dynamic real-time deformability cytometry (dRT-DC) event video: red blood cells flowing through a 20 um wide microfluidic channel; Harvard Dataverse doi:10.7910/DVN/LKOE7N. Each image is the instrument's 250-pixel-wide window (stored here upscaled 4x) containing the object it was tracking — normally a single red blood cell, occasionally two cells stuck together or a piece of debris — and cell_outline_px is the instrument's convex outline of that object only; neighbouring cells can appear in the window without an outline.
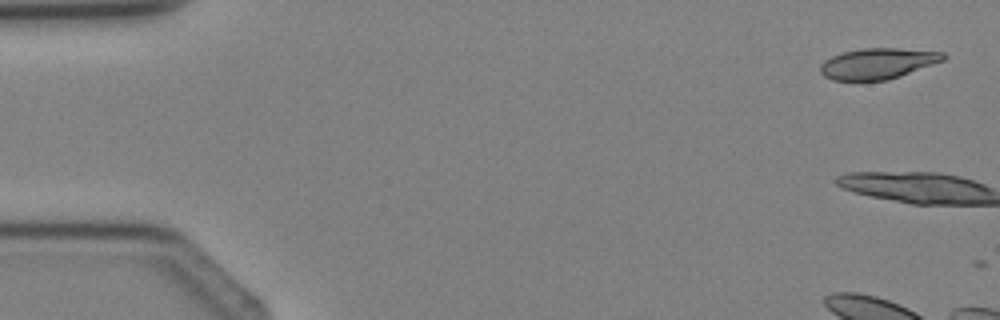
{"species": "Egyptian fruit bat (a non-hibernating species)", "species_latin": "Rousettus aegyptiacus", "temperature_condition": "cold", "stored_images_in_passage": 7, "camera_frame_rate_fps": 3000, "um_per_image_px": 0.085, "animal": {"sex": "female"}, "frame": {"image": 1, "passage_image": 1, "time_ms": 0.0, "image_size_px": [1000, 320], "cell_outline_px": [[948, 56], [944, 60], [900, 76], [888, 80], [832, 80], [824, 76], [820, 72], [820, 64], [824, 60], [832, 56], [844, 52], [860, 48], [896, 48], [944, 52]], "centroid_in_image_um": [74.6, 5.39], "position_along_channel_um": 10.4, "area_um2": 22.08}}
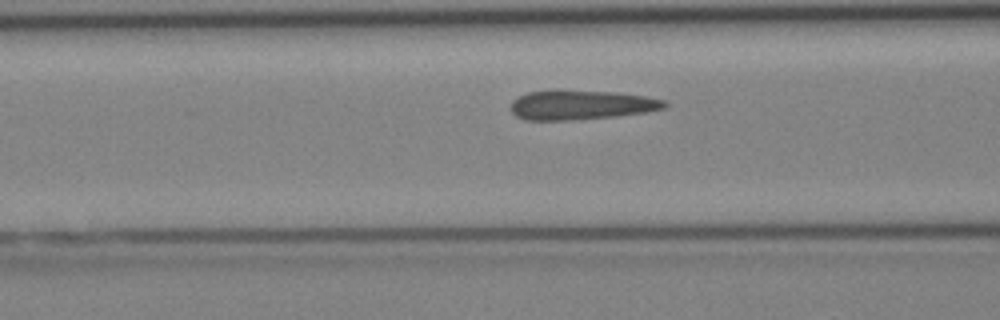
{"frame": {"image": 2, "passage_image": 7, "time_ms": 8.0, "image_size_px": [1000, 320], "cell_outline_px": [[668, 108], [648, 112], [616, 116], [568, 120], [524, 120], [516, 116], [512, 112], [512, 100], [528, 92], [556, 88], [616, 92], [648, 96], [664, 100], [668, 104]], "centroid_in_image_um": [49.42, 8.89], "position_along_channel_um": 117.2, "area_um2": 27.11}}